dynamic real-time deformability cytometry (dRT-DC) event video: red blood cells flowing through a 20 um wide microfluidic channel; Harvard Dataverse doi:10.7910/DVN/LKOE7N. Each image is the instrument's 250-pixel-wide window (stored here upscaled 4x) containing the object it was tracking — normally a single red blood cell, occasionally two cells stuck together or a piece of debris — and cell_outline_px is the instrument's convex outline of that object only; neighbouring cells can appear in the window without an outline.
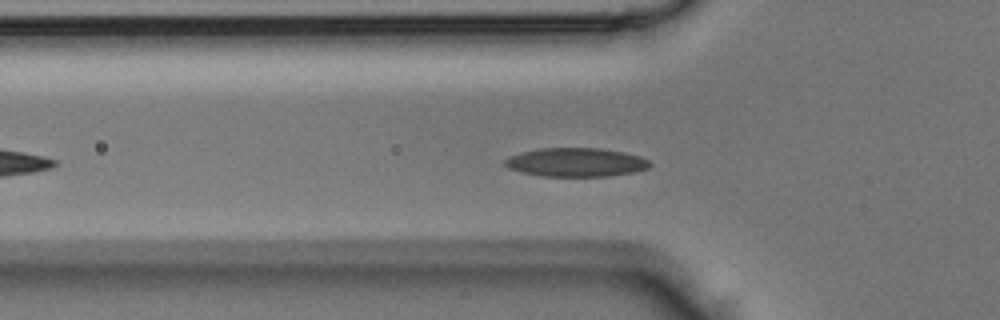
{"species": "Egyptian fruit bat (a non-hibernating species)", "species_latin": "Rousettus aegyptiacus", "temperature_condition": "room temperature", "stored_images_in_passage": 32, "camera_frame_rate_fps": 3000, "um_per_image_px": 0.085, "animal": {"sex": "male"}, "frame": {"image": 1, "passage_image": 8, "time_ms": 2.333, "image_size_px": [1000, 320], "cell_outline_px": [[652, 164], [648, 168], [632, 172], [608, 176], [540, 176], [520, 172], [508, 168], [504, 164], [504, 160], [508, 156], [520, 152], [540, 148], [600, 148], [624, 152], [640, 156], [648, 160]], "centroid_in_image_um": [48.92, 13.79], "position_along_channel_um": 76.9, "area_um2": 24.39}}
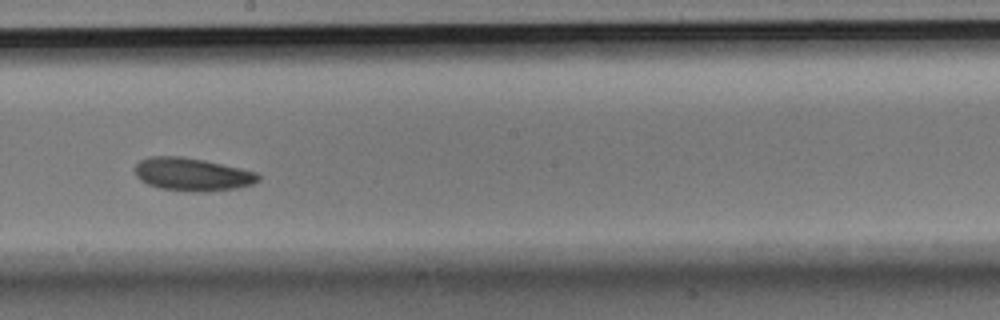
{"frame": {"image": 2, "passage_image": 18, "time_ms": 5.667, "image_size_px": [1000, 320], "cell_outline_px": [[260, 180], [252, 184], [236, 188], [208, 192], [192, 192], [160, 188], [148, 184], [140, 180], [136, 176], [136, 164], [140, 160], [148, 156], [184, 156], [204, 160], [240, 168], [256, 172], [260, 176]], "centroid_in_image_um": [16.34, 14.82], "position_along_channel_um": 231.9, "area_um2": 23.81}}
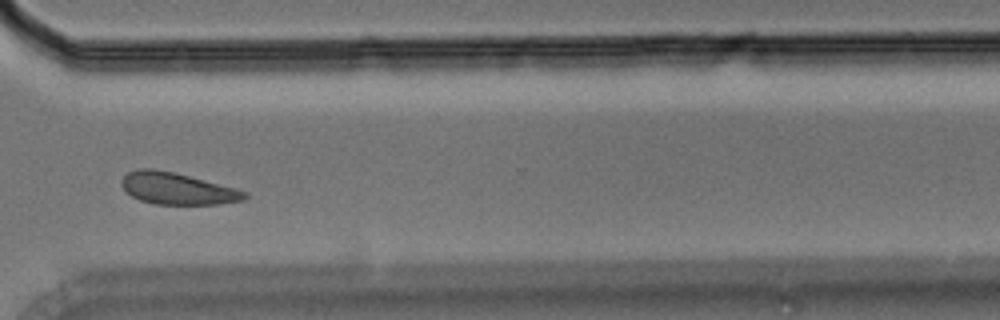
{"frame": {"image": 3, "passage_image": 26, "time_ms": 8.333, "image_size_px": [1000, 320], "cell_outline_px": [[248, 196], [244, 200], [220, 204], [156, 204], [140, 200], [132, 196], [120, 184], [120, 180], [128, 172], [140, 168], [152, 168], [172, 172], [236, 188], [248, 192]], "centroid_in_image_um": [15.07, 16.03], "position_along_channel_um": 355.5, "area_um2": 22.6}}